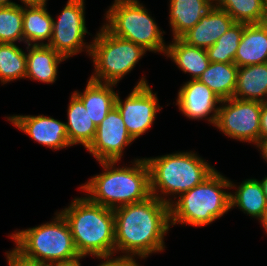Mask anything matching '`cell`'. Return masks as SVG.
<instances>
[{
    "label": "cell",
    "mask_w": 267,
    "mask_h": 266,
    "mask_svg": "<svg viewBox=\"0 0 267 266\" xmlns=\"http://www.w3.org/2000/svg\"><path fill=\"white\" fill-rule=\"evenodd\" d=\"M115 253L146 258L163 251L164 236L170 227L169 205L151 195L141 202L113 210ZM137 255V256H136Z\"/></svg>",
    "instance_id": "obj_1"
},
{
    "label": "cell",
    "mask_w": 267,
    "mask_h": 266,
    "mask_svg": "<svg viewBox=\"0 0 267 266\" xmlns=\"http://www.w3.org/2000/svg\"><path fill=\"white\" fill-rule=\"evenodd\" d=\"M99 163L104 172L91 177L80 187L93 203L114 210L151 196L150 169L145 158L135 159L132 167H115L118 161Z\"/></svg>",
    "instance_id": "obj_2"
},
{
    "label": "cell",
    "mask_w": 267,
    "mask_h": 266,
    "mask_svg": "<svg viewBox=\"0 0 267 266\" xmlns=\"http://www.w3.org/2000/svg\"><path fill=\"white\" fill-rule=\"evenodd\" d=\"M60 213L66 219L79 255L114 256L115 217L112 209L93 203L86 196L73 199Z\"/></svg>",
    "instance_id": "obj_3"
},
{
    "label": "cell",
    "mask_w": 267,
    "mask_h": 266,
    "mask_svg": "<svg viewBox=\"0 0 267 266\" xmlns=\"http://www.w3.org/2000/svg\"><path fill=\"white\" fill-rule=\"evenodd\" d=\"M52 222L11 234L16 252L23 258L46 266L79 262L82 257L76 250L70 227L60 212Z\"/></svg>",
    "instance_id": "obj_4"
},
{
    "label": "cell",
    "mask_w": 267,
    "mask_h": 266,
    "mask_svg": "<svg viewBox=\"0 0 267 266\" xmlns=\"http://www.w3.org/2000/svg\"><path fill=\"white\" fill-rule=\"evenodd\" d=\"M228 188H236V185L215 170L169 205L170 226L179 223L202 227L222 217L231 209V192L223 190Z\"/></svg>",
    "instance_id": "obj_5"
},
{
    "label": "cell",
    "mask_w": 267,
    "mask_h": 266,
    "mask_svg": "<svg viewBox=\"0 0 267 266\" xmlns=\"http://www.w3.org/2000/svg\"><path fill=\"white\" fill-rule=\"evenodd\" d=\"M145 159L150 169L151 195L167 205L173 202V199L169 197L167 199L168 195L175 194L177 196L179 194L180 196L186 193L196 185L201 184L216 170L192 151Z\"/></svg>",
    "instance_id": "obj_6"
},
{
    "label": "cell",
    "mask_w": 267,
    "mask_h": 266,
    "mask_svg": "<svg viewBox=\"0 0 267 266\" xmlns=\"http://www.w3.org/2000/svg\"><path fill=\"white\" fill-rule=\"evenodd\" d=\"M103 26L113 35L132 41L146 51L166 53L163 33L138 0H114Z\"/></svg>",
    "instance_id": "obj_7"
},
{
    "label": "cell",
    "mask_w": 267,
    "mask_h": 266,
    "mask_svg": "<svg viewBox=\"0 0 267 266\" xmlns=\"http://www.w3.org/2000/svg\"><path fill=\"white\" fill-rule=\"evenodd\" d=\"M146 54V50L132 41L119 38L103 25L91 42L89 56L93 59L94 74L91 80L116 84Z\"/></svg>",
    "instance_id": "obj_8"
},
{
    "label": "cell",
    "mask_w": 267,
    "mask_h": 266,
    "mask_svg": "<svg viewBox=\"0 0 267 266\" xmlns=\"http://www.w3.org/2000/svg\"><path fill=\"white\" fill-rule=\"evenodd\" d=\"M220 104L216 128L232 139L256 145L260 139L262 103L232 97Z\"/></svg>",
    "instance_id": "obj_9"
},
{
    "label": "cell",
    "mask_w": 267,
    "mask_h": 266,
    "mask_svg": "<svg viewBox=\"0 0 267 266\" xmlns=\"http://www.w3.org/2000/svg\"><path fill=\"white\" fill-rule=\"evenodd\" d=\"M84 3V0H68L57 20L53 18L48 46L66 59L85 51L84 48L90 54L91 43L88 45L84 42V35H90L85 23Z\"/></svg>",
    "instance_id": "obj_10"
},
{
    "label": "cell",
    "mask_w": 267,
    "mask_h": 266,
    "mask_svg": "<svg viewBox=\"0 0 267 266\" xmlns=\"http://www.w3.org/2000/svg\"><path fill=\"white\" fill-rule=\"evenodd\" d=\"M136 84L124 101L116 95L118 109L130 136L135 140L152 126L156 114L161 110L156 93H153L145 76Z\"/></svg>",
    "instance_id": "obj_11"
},
{
    "label": "cell",
    "mask_w": 267,
    "mask_h": 266,
    "mask_svg": "<svg viewBox=\"0 0 267 266\" xmlns=\"http://www.w3.org/2000/svg\"><path fill=\"white\" fill-rule=\"evenodd\" d=\"M133 141L134 139L128 133L121 114L114 106L97 126L95 138L87 150L98 162H119L125 147Z\"/></svg>",
    "instance_id": "obj_12"
},
{
    "label": "cell",
    "mask_w": 267,
    "mask_h": 266,
    "mask_svg": "<svg viewBox=\"0 0 267 266\" xmlns=\"http://www.w3.org/2000/svg\"><path fill=\"white\" fill-rule=\"evenodd\" d=\"M176 102L184 116L194 120L205 118L215 126L219 109L216 105L221 103V99L198 79H191L183 84Z\"/></svg>",
    "instance_id": "obj_13"
},
{
    "label": "cell",
    "mask_w": 267,
    "mask_h": 266,
    "mask_svg": "<svg viewBox=\"0 0 267 266\" xmlns=\"http://www.w3.org/2000/svg\"><path fill=\"white\" fill-rule=\"evenodd\" d=\"M7 119L43 146L54 150L71 146L64 122L45 115H13Z\"/></svg>",
    "instance_id": "obj_14"
},
{
    "label": "cell",
    "mask_w": 267,
    "mask_h": 266,
    "mask_svg": "<svg viewBox=\"0 0 267 266\" xmlns=\"http://www.w3.org/2000/svg\"><path fill=\"white\" fill-rule=\"evenodd\" d=\"M233 23V18L226 11L213 5L201 20L180 38L189 45L207 50Z\"/></svg>",
    "instance_id": "obj_15"
},
{
    "label": "cell",
    "mask_w": 267,
    "mask_h": 266,
    "mask_svg": "<svg viewBox=\"0 0 267 266\" xmlns=\"http://www.w3.org/2000/svg\"><path fill=\"white\" fill-rule=\"evenodd\" d=\"M234 63L238 67L267 63V23L244 24Z\"/></svg>",
    "instance_id": "obj_16"
},
{
    "label": "cell",
    "mask_w": 267,
    "mask_h": 266,
    "mask_svg": "<svg viewBox=\"0 0 267 266\" xmlns=\"http://www.w3.org/2000/svg\"><path fill=\"white\" fill-rule=\"evenodd\" d=\"M31 48V49H30ZM26 77L43 83H54L60 62L66 58L48 45H27Z\"/></svg>",
    "instance_id": "obj_17"
},
{
    "label": "cell",
    "mask_w": 267,
    "mask_h": 266,
    "mask_svg": "<svg viewBox=\"0 0 267 266\" xmlns=\"http://www.w3.org/2000/svg\"><path fill=\"white\" fill-rule=\"evenodd\" d=\"M116 84L96 82L88 80L84 92L74 91V94L82 101L90 119L96 127L106 118L110 110L115 106L117 93L113 90Z\"/></svg>",
    "instance_id": "obj_18"
},
{
    "label": "cell",
    "mask_w": 267,
    "mask_h": 266,
    "mask_svg": "<svg viewBox=\"0 0 267 266\" xmlns=\"http://www.w3.org/2000/svg\"><path fill=\"white\" fill-rule=\"evenodd\" d=\"M169 20L173 39L193 28L214 5L212 0H170Z\"/></svg>",
    "instance_id": "obj_19"
},
{
    "label": "cell",
    "mask_w": 267,
    "mask_h": 266,
    "mask_svg": "<svg viewBox=\"0 0 267 266\" xmlns=\"http://www.w3.org/2000/svg\"><path fill=\"white\" fill-rule=\"evenodd\" d=\"M165 55L178 66L180 70L197 80L210 64L207 50L187 44L181 38H174L167 45Z\"/></svg>",
    "instance_id": "obj_20"
},
{
    "label": "cell",
    "mask_w": 267,
    "mask_h": 266,
    "mask_svg": "<svg viewBox=\"0 0 267 266\" xmlns=\"http://www.w3.org/2000/svg\"><path fill=\"white\" fill-rule=\"evenodd\" d=\"M67 116L68 122L65 125L70 145L81 144L87 149L95 138L97 127L74 93L69 101Z\"/></svg>",
    "instance_id": "obj_21"
},
{
    "label": "cell",
    "mask_w": 267,
    "mask_h": 266,
    "mask_svg": "<svg viewBox=\"0 0 267 266\" xmlns=\"http://www.w3.org/2000/svg\"><path fill=\"white\" fill-rule=\"evenodd\" d=\"M234 98L267 101V63L238 68Z\"/></svg>",
    "instance_id": "obj_22"
},
{
    "label": "cell",
    "mask_w": 267,
    "mask_h": 266,
    "mask_svg": "<svg viewBox=\"0 0 267 266\" xmlns=\"http://www.w3.org/2000/svg\"><path fill=\"white\" fill-rule=\"evenodd\" d=\"M47 5L23 7V38L27 45H48L52 36L53 17ZM47 40L48 42H44Z\"/></svg>",
    "instance_id": "obj_23"
},
{
    "label": "cell",
    "mask_w": 267,
    "mask_h": 266,
    "mask_svg": "<svg viewBox=\"0 0 267 266\" xmlns=\"http://www.w3.org/2000/svg\"><path fill=\"white\" fill-rule=\"evenodd\" d=\"M238 68L235 63L210 62L198 80L221 100L230 99L236 90Z\"/></svg>",
    "instance_id": "obj_24"
},
{
    "label": "cell",
    "mask_w": 267,
    "mask_h": 266,
    "mask_svg": "<svg viewBox=\"0 0 267 266\" xmlns=\"http://www.w3.org/2000/svg\"><path fill=\"white\" fill-rule=\"evenodd\" d=\"M230 194V206L238 207L247 215L261 220L267 210V200L257 179H246Z\"/></svg>",
    "instance_id": "obj_25"
},
{
    "label": "cell",
    "mask_w": 267,
    "mask_h": 266,
    "mask_svg": "<svg viewBox=\"0 0 267 266\" xmlns=\"http://www.w3.org/2000/svg\"><path fill=\"white\" fill-rule=\"evenodd\" d=\"M214 6L226 11L237 23L265 22L266 0H215Z\"/></svg>",
    "instance_id": "obj_26"
},
{
    "label": "cell",
    "mask_w": 267,
    "mask_h": 266,
    "mask_svg": "<svg viewBox=\"0 0 267 266\" xmlns=\"http://www.w3.org/2000/svg\"><path fill=\"white\" fill-rule=\"evenodd\" d=\"M26 52L15 43H0V81L3 84L26 77Z\"/></svg>",
    "instance_id": "obj_27"
},
{
    "label": "cell",
    "mask_w": 267,
    "mask_h": 266,
    "mask_svg": "<svg viewBox=\"0 0 267 266\" xmlns=\"http://www.w3.org/2000/svg\"><path fill=\"white\" fill-rule=\"evenodd\" d=\"M243 32L244 23L234 22L228 31L207 49L210 62L234 63Z\"/></svg>",
    "instance_id": "obj_28"
},
{
    "label": "cell",
    "mask_w": 267,
    "mask_h": 266,
    "mask_svg": "<svg viewBox=\"0 0 267 266\" xmlns=\"http://www.w3.org/2000/svg\"><path fill=\"white\" fill-rule=\"evenodd\" d=\"M23 6L0 7V43L23 42Z\"/></svg>",
    "instance_id": "obj_29"
},
{
    "label": "cell",
    "mask_w": 267,
    "mask_h": 266,
    "mask_svg": "<svg viewBox=\"0 0 267 266\" xmlns=\"http://www.w3.org/2000/svg\"><path fill=\"white\" fill-rule=\"evenodd\" d=\"M98 259L100 258V260H104V262L102 261V263H100L97 266H140L136 260L133 258V256H124V255H120L116 258H111V256H104V257H97Z\"/></svg>",
    "instance_id": "obj_30"
},
{
    "label": "cell",
    "mask_w": 267,
    "mask_h": 266,
    "mask_svg": "<svg viewBox=\"0 0 267 266\" xmlns=\"http://www.w3.org/2000/svg\"><path fill=\"white\" fill-rule=\"evenodd\" d=\"M8 266H46L42 263L34 262L23 258L18 252L12 249L6 252Z\"/></svg>",
    "instance_id": "obj_31"
},
{
    "label": "cell",
    "mask_w": 267,
    "mask_h": 266,
    "mask_svg": "<svg viewBox=\"0 0 267 266\" xmlns=\"http://www.w3.org/2000/svg\"><path fill=\"white\" fill-rule=\"evenodd\" d=\"M267 137V101L262 103L260 115V138Z\"/></svg>",
    "instance_id": "obj_32"
},
{
    "label": "cell",
    "mask_w": 267,
    "mask_h": 266,
    "mask_svg": "<svg viewBox=\"0 0 267 266\" xmlns=\"http://www.w3.org/2000/svg\"><path fill=\"white\" fill-rule=\"evenodd\" d=\"M256 147L261 150L262 157L267 162V137L266 138H260L258 143L256 144Z\"/></svg>",
    "instance_id": "obj_33"
},
{
    "label": "cell",
    "mask_w": 267,
    "mask_h": 266,
    "mask_svg": "<svg viewBox=\"0 0 267 266\" xmlns=\"http://www.w3.org/2000/svg\"><path fill=\"white\" fill-rule=\"evenodd\" d=\"M24 6L46 5L47 0H20Z\"/></svg>",
    "instance_id": "obj_34"
},
{
    "label": "cell",
    "mask_w": 267,
    "mask_h": 266,
    "mask_svg": "<svg viewBox=\"0 0 267 266\" xmlns=\"http://www.w3.org/2000/svg\"><path fill=\"white\" fill-rule=\"evenodd\" d=\"M264 195L266 197L267 200V176H265L262 180H260Z\"/></svg>",
    "instance_id": "obj_35"
},
{
    "label": "cell",
    "mask_w": 267,
    "mask_h": 266,
    "mask_svg": "<svg viewBox=\"0 0 267 266\" xmlns=\"http://www.w3.org/2000/svg\"><path fill=\"white\" fill-rule=\"evenodd\" d=\"M260 223H262L261 225L263 226V228L265 229V232L267 233V210L263 218L260 220Z\"/></svg>",
    "instance_id": "obj_36"
},
{
    "label": "cell",
    "mask_w": 267,
    "mask_h": 266,
    "mask_svg": "<svg viewBox=\"0 0 267 266\" xmlns=\"http://www.w3.org/2000/svg\"><path fill=\"white\" fill-rule=\"evenodd\" d=\"M14 4H17L15 2H11L10 0H0V7L1 6H11V5H14Z\"/></svg>",
    "instance_id": "obj_37"
},
{
    "label": "cell",
    "mask_w": 267,
    "mask_h": 266,
    "mask_svg": "<svg viewBox=\"0 0 267 266\" xmlns=\"http://www.w3.org/2000/svg\"><path fill=\"white\" fill-rule=\"evenodd\" d=\"M57 266H81L80 261L72 264H66V265H57Z\"/></svg>",
    "instance_id": "obj_38"
},
{
    "label": "cell",
    "mask_w": 267,
    "mask_h": 266,
    "mask_svg": "<svg viewBox=\"0 0 267 266\" xmlns=\"http://www.w3.org/2000/svg\"><path fill=\"white\" fill-rule=\"evenodd\" d=\"M265 23H267V0H266V16H265Z\"/></svg>",
    "instance_id": "obj_39"
}]
</instances>
